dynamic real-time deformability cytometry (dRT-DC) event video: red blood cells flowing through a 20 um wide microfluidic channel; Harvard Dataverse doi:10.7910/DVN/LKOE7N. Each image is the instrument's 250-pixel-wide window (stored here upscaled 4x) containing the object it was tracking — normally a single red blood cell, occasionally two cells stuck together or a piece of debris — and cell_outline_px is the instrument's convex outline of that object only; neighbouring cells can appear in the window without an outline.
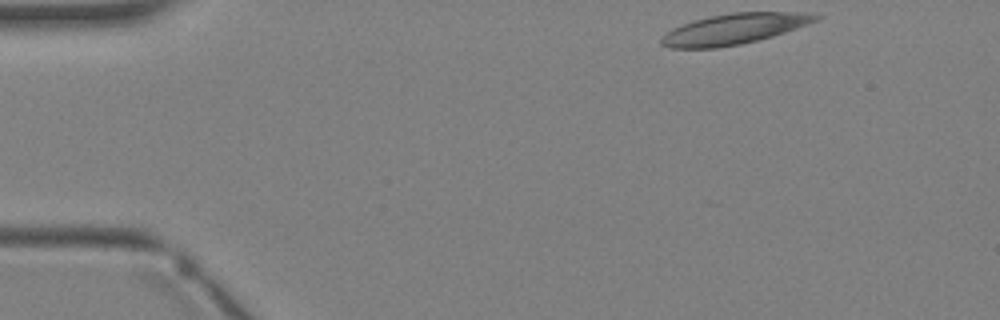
{"species": "Egyptian fruit bat (a non-hibernating species)", "species_latin": "Rousettus aegyptiacus", "temperature_condition": "warm", "stored_images_in_passage": 3, "camera_frame_rate_fps": 3000, "um_per_image_px": 0.085, "animal": {"sex": "female"}, "frame": {"image": 1, "passage_image": 1, "time_ms": 0.0, "image_size_px": [1000, 320], "cell_outline_px": [[824, 16], [820, 20], [772, 36], [740, 44], [716, 48], [668, 48], [660, 44], [660, 40], [672, 28], [708, 16], [732, 12], [808, 12]], "centroid_in_image_um": [62.44, 2.45], "position_along_channel_um": 22.6, "area_um2": 27.46}}
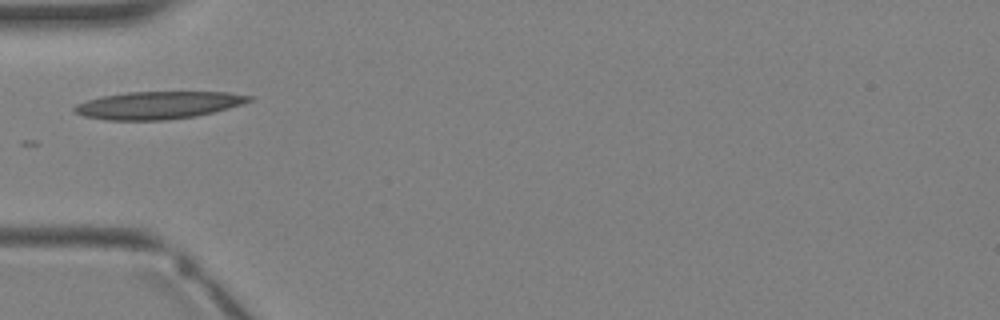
{"frame": {"image": 2, "passage_image": 3, "time_ms": 2.333, "image_size_px": [1000, 320], "cell_outline_px": [[252, 100], [244, 104], [196, 116], [168, 120], [108, 120], [84, 116], [76, 112], [72, 108], [76, 104], [88, 100], [104, 96], [128, 92], [228, 92], [252, 96]], "centroid_in_image_um": [13.47, 8.94], "position_along_channel_um": 71.5, "area_um2": 27.86}}